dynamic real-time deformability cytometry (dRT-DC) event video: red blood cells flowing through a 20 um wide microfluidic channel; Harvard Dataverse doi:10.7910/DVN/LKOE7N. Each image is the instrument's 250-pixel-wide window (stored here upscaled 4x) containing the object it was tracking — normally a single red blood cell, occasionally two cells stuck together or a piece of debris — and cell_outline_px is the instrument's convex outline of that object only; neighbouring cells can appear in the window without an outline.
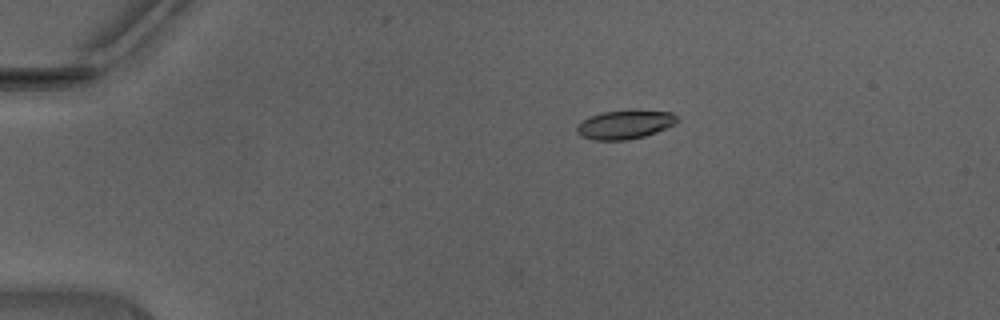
{"species": "Egyptian fruit bat (a non-hibernating species)", "species_latin": "Rousettus aegyptiacus", "temperature_condition": "warm", "stored_images_in_passage": 2, "camera_frame_rate_fps": 3000, "um_per_image_px": 0.085, "animal": {"sex": "male"}, "frame": {"image": 1, "passage_image": 2, "time_ms": 0.333, "image_size_px": [1000, 320], "cell_outline_px": [[680, 120], [676, 124], [656, 132], [644, 136], [628, 140], [592, 140], [580, 136], [576, 132], [576, 128], [584, 120], [592, 116], [604, 112], [672, 112]], "centroid_in_image_um": [53.12, 10.63], "position_along_channel_um": 31.9, "area_um2": 16.24}}